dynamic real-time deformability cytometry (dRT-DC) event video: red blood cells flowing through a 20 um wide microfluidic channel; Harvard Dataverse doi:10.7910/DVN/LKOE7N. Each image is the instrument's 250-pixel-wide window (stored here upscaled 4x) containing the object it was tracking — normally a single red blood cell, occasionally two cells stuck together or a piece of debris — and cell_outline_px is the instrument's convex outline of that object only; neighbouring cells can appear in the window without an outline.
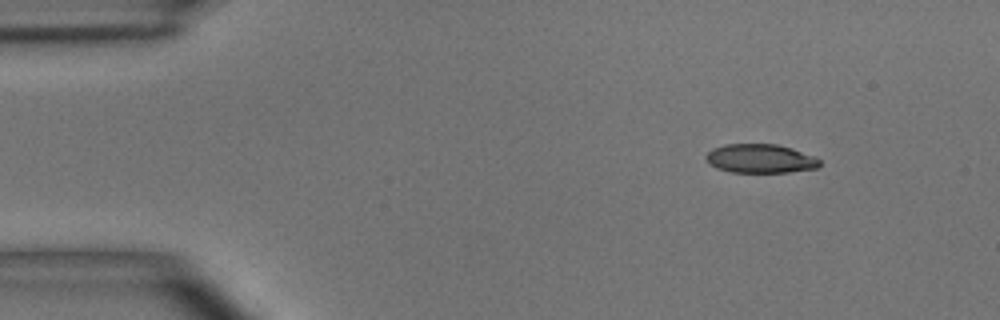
{"species": "common noctule bat (a hibernating species)", "species_latin": "Nyctalus noctula", "temperature_condition": "room temperature", "stored_images_in_passage": 4, "camera_frame_rate_fps": 3000, "um_per_image_px": 0.085, "animal": {"sex": "male", "body_mass_g": 15.6}, "frame": {"image": 1, "passage_image": 1, "time_ms": 0.0, "image_size_px": [1000, 320], "cell_outline_px": [[820, 168], [788, 172], [732, 172], [716, 168], [708, 164], [704, 156], [712, 148], [724, 144], [776, 144], [792, 148], [812, 156], [820, 160]], "centroid_in_image_um": [64.59, 13.48], "position_along_channel_um": 20.4, "area_um2": 19.25}}